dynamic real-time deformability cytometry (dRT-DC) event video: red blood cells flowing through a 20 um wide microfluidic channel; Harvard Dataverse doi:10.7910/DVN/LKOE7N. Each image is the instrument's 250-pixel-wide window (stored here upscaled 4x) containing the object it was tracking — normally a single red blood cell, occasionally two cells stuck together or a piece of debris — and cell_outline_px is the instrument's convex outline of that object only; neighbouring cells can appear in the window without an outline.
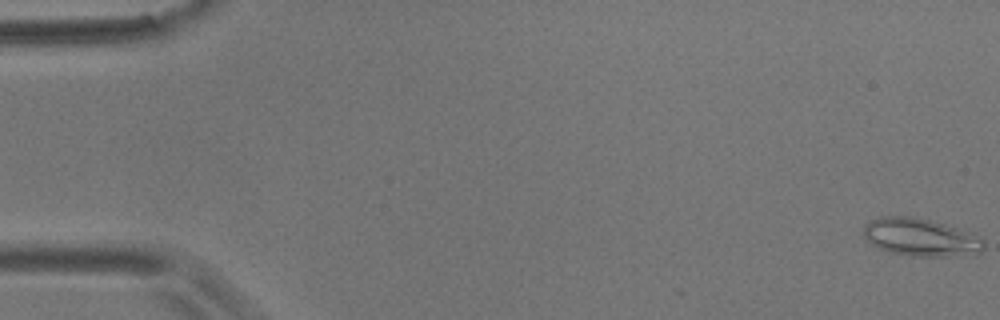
{"species": "common noctule bat (a hibernating species)", "species_latin": "Nyctalus noctula", "temperature_condition": "room temperature", "stored_images_in_passage": 58, "camera_frame_rate_fps": 3000, "um_per_image_px": 0.085, "animal": {"sex": "male", "body_mass_g": 17.9}, "frame": {"image": 1, "passage_image": 1, "time_ms": 0.0, "image_size_px": [1000, 320], "cell_outline_px": [[984, 248], [980, 252], [944, 256], [912, 256], [888, 252], [872, 244], [860, 232], [864, 224], [868, 220], [880, 216], [912, 216], [944, 224], [980, 236], [984, 240]], "centroid_in_image_um": [78.17, 20.15], "position_along_channel_um": 6.8, "area_um2": 26.41}}
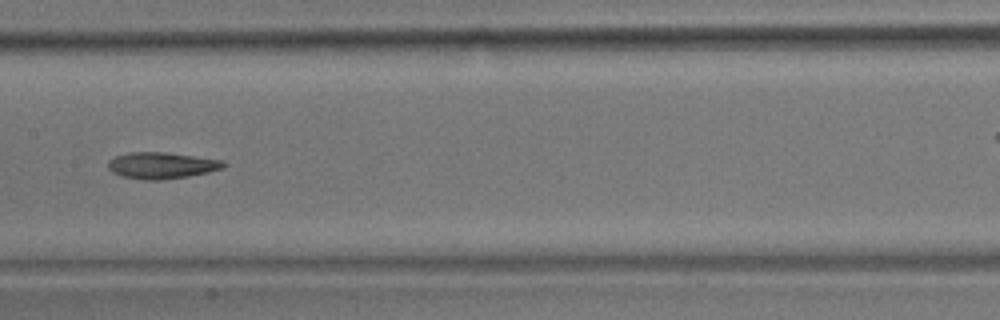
{"frame": {"image": 2, "passage_image": 29, "time_ms": 9.333, "image_size_px": [1000, 320], "cell_outline_px": [[228, 164], [224, 168], [208, 172], [188, 176], [156, 180], [144, 180], [124, 176], [112, 172], [108, 168], [108, 160], [116, 156], [128, 152], [164, 152], [224, 160]], "centroid_in_image_um": [13.76, 14.05], "position_along_channel_um": 193.6, "area_um2": 17.74}}
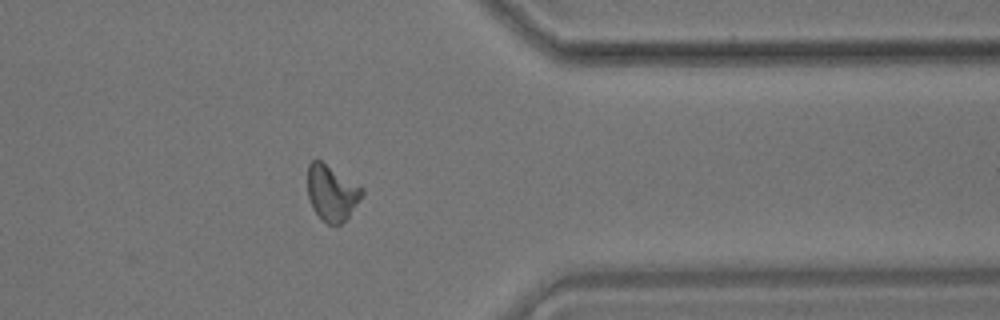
{"frame": {"image": 3, "passage_image": 46, "time_ms": 15.0, "image_size_px": [1000, 320], "cell_outline_px": [[364, 192], [348, 216], [340, 224], [328, 224], [320, 220], [312, 208], [308, 200], [308, 164], [312, 160], [320, 160], [364, 188]], "centroid_in_image_um": [28.17, 16.4], "position_along_channel_um": 383.2, "area_um2": 17.57}}